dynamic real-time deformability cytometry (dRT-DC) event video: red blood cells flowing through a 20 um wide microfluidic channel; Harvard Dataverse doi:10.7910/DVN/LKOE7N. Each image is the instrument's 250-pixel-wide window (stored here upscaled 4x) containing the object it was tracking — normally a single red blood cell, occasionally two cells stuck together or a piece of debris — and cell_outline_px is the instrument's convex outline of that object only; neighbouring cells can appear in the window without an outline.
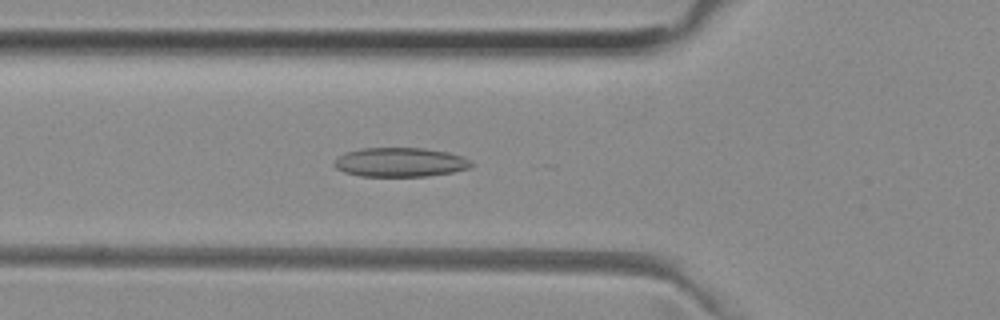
{"species": "common noctule bat (a hibernating species)", "species_latin": "Nyctalus noctula", "temperature_condition": "room temperature", "stored_images_in_passage": 38, "camera_frame_rate_fps": 3000, "um_per_image_px": 0.085, "animal": {"sex": "female", "body_mass_g": 29.2, "forearm_length_mm": 56.3}, "frame": {"image": 1, "passage_image": 5, "time_ms": 1.333, "image_size_px": [1000, 320], "cell_outline_px": [[476, 164], [468, 168], [452, 172], [428, 176], [360, 176], [344, 172], [336, 168], [332, 164], [344, 152], [360, 148], [424, 148], [448, 152], [472, 160]], "centroid_in_image_um": [34.02, 13.79], "position_along_channel_um": 91.8, "area_um2": 23.41}}
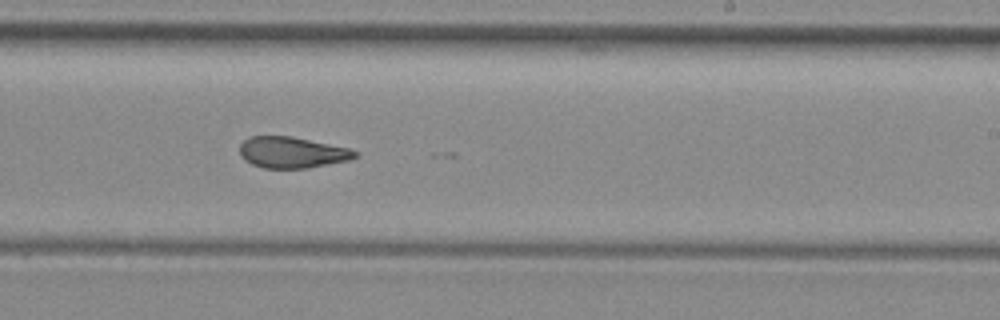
{"frame": {"image": 2, "passage_image": 18, "time_ms": 5.667, "image_size_px": [1000, 320], "cell_outline_px": [[360, 152], [356, 156], [348, 160], [308, 168], [264, 168], [252, 164], [244, 160], [240, 156], [240, 144], [248, 136], [292, 136], [348, 148]], "centroid_in_image_um": [24.79, 12.95], "position_along_channel_um": 264.2, "area_um2": 20.92}}
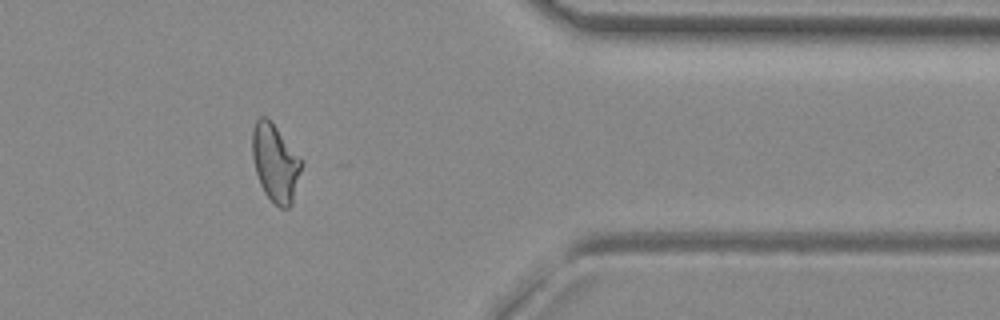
{"frame": {"image": 3, "passage_image": 29, "time_ms": 9.333, "image_size_px": [1000, 320], "cell_outline_px": [[304, 164], [292, 204], [288, 208], [280, 208], [264, 192], [260, 184], [256, 172], [252, 156], [252, 128], [256, 120], [260, 116], [264, 116], [276, 128]], "centroid_in_image_um": [23.4, 13.88], "position_along_channel_um": 388.0, "area_um2": 21.91}, "authors_computed_cell_mechanics": {"area_um2": 21.8484, "velocity_mm_per_s": 3.9739, "shape_relaxation_time_tau1_ms": null, "shape_relaxation_time_tau2_ms": 3.0701, "deformation_change_tau1": null, "deformation_change_tau2": 0.082}}